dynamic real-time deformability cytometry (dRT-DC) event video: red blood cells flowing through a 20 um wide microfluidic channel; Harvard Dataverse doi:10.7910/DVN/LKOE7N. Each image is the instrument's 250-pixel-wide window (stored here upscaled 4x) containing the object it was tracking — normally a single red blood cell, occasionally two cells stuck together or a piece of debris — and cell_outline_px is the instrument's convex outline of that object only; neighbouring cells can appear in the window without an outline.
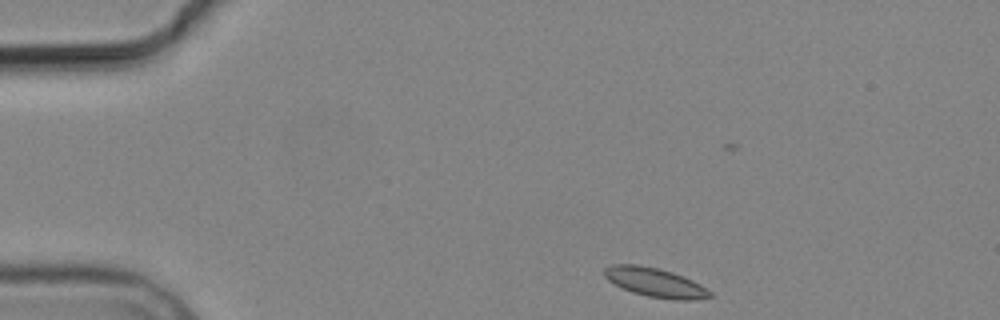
{"species": "common noctule bat (a hibernating species)", "species_latin": "Nyctalus noctula", "temperature_condition": "cold", "stored_images_in_passage": 1, "camera_frame_rate_fps": 3000, "um_per_image_px": 0.085, "animal": {"sex": "male", "body_mass_g": 19.2, "forearm_length_mm": 51.8}, "frame": {"image": 1, "passage_image": 1, "time_ms": 0.0, "image_size_px": [1000, 320], "cell_outline_px": [[712, 296], [696, 300], [672, 300], [648, 296], [632, 292], [608, 280], [604, 276], [604, 268], [612, 264], [636, 264], [656, 268], [672, 272], [692, 280], [700, 284], [712, 292]], "centroid_in_image_um": [55.7, 24.01], "position_along_channel_um": 29.3, "area_um2": 17.8}}